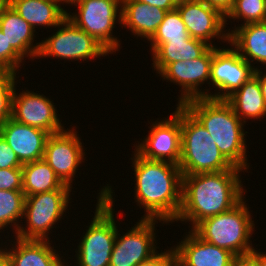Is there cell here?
Here are the masks:
<instances>
[{"mask_svg":"<svg viewBox=\"0 0 266 266\" xmlns=\"http://www.w3.org/2000/svg\"><path fill=\"white\" fill-rule=\"evenodd\" d=\"M241 171L234 166L226 171L183 175L181 207L175 221H189L193 229L203 219L231 210L246 193Z\"/></svg>","mask_w":266,"mask_h":266,"instance_id":"1","label":"cell"},{"mask_svg":"<svg viewBox=\"0 0 266 266\" xmlns=\"http://www.w3.org/2000/svg\"><path fill=\"white\" fill-rule=\"evenodd\" d=\"M133 153L134 199L146 212L141 219H156L163 224L175 222L182 201L183 174L179 165Z\"/></svg>","mask_w":266,"mask_h":266,"instance_id":"2","label":"cell"},{"mask_svg":"<svg viewBox=\"0 0 266 266\" xmlns=\"http://www.w3.org/2000/svg\"><path fill=\"white\" fill-rule=\"evenodd\" d=\"M205 127L220 152L235 167L246 171L249 163L246 153L244 122L236 116L226 100L194 98L183 104Z\"/></svg>","mask_w":266,"mask_h":266,"instance_id":"3","label":"cell"},{"mask_svg":"<svg viewBox=\"0 0 266 266\" xmlns=\"http://www.w3.org/2000/svg\"><path fill=\"white\" fill-rule=\"evenodd\" d=\"M181 158L183 175L231 170L234 166L220 152L205 127L184 106L180 105Z\"/></svg>","mask_w":266,"mask_h":266,"instance_id":"4","label":"cell"},{"mask_svg":"<svg viewBox=\"0 0 266 266\" xmlns=\"http://www.w3.org/2000/svg\"><path fill=\"white\" fill-rule=\"evenodd\" d=\"M103 186L98 193L94 216L76 248V266H109L118 227L114 218L113 187Z\"/></svg>","mask_w":266,"mask_h":266,"instance_id":"5","label":"cell"},{"mask_svg":"<svg viewBox=\"0 0 266 266\" xmlns=\"http://www.w3.org/2000/svg\"><path fill=\"white\" fill-rule=\"evenodd\" d=\"M245 197L231 210L203 219L192 230L204 241L224 248L237 258L250 255L255 224Z\"/></svg>","mask_w":266,"mask_h":266,"instance_id":"6","label":"cell"},{"mask_svg":"<svg viewBox=\"0 0 266 266\" xmlns=\"http://www.w3.org/2000/svg\"><path fill=\"white\" fill-rule=\"evenodd\" d=\"M72 188L26 196L23 218L26 226H19L16 237L24 240H50L51 229L68 210ZM26 227V228H25ZM50 232V233H49Z\"/></svg>","mask_w":266,"mask_h":266,"instance_id":"7","label":"cell"},{"mask_svg":"<svg viewBox=\"0 0 266 266\" xmlns=\"http://www.w3.org/2000/svg\"><path fill=\"white\" fill-rule=\"evenodd\" d=\"M70 5H78V12H67L69 20L92 36L110 54L119 51L121 42L113 35V28L118 22L121 26L122 0H79Z\"/></svg>","mask_w":266,"mask_h":266,"instance_id":"8","label":"cell"},{"mask_svg":"<svg viewBox=\"0 0 266 266\" xmlns=\"http://www.w3.org/2000/svg\"><path fill=\"white\" fill-rule=\"evenodd\" d=\"M57 27L58 30L52 36L41 41L38 59L48 56L61 60L86 61L110 54L99 42L78 28L67 17Z\"/></svg>","mask_w":266,"mask_h":266,"instance_id":"9","label":"cell"},{"mask_svg":"<svg viewBox=\"0 0 266 266\" xmlns=\"http://www.w3.org/2000/svg\"><path fill=\"white\" fill-rule=\"evenodd\" d=\"M216 47L213 46L210 85L211 89L217 88V92L211 94V98L226 100L254 76L259 66L249 64L233 47Z\"/></svg>","mask_w":266,"mask_h":266,"instance_id":"10","label":"cell"},{"mask_svg":"<svg viewBox=\"0 0 266 266\" xmlns=\"http://www.w3.org/2000/svg\"><path fill=\"white\" fill-rule=\"evenodd\" d=\"M149 128L148 136L136 144L135 151L148 160L167 161L179 165L182 145L180 105L177 104L170 117L156 120Z\"/></svg>","mask_w":266,"mask_h":266,"instance_id":"11","label":"cell"},{"mask_svg":"<svg viewBox=\"0 0 266 266\" xmlns=\"http://www.w3.org/2000/svg\"><path fill=\"white\" fill-rule=\"evenodd\" d=\"M212 60L213 46H210L200 57L189 61L172 62L159 73L163 80L176 83L175 85L181 87L178 105H183L194 98H211L212 93L208 92V89L199 87H202L201 85L205 82L210 85Z\"/></svg>","mask_w":266,"mask_h":266,"instance_id":"12","label":"cell"},{"mask_svg":"<svg viewBox=\"0 0 266 266\" xmlns=\"http://www.w3.org/2000/svg\"><path fill=\"white\" fill-rule=\"evenodd\" d=\"M156 223V219H140L122 236L117 230L109 266H137L155 255Z\"/></svg>","mask_w":266,"mask_h":266,"instance_id":"13","label":"cell"},{"mask_svg":"<svg viewBox=\"0 0 266 266\" xmlns=\"http://www.w3.org/2000/svg\"><path fill=\"white\" fill-rule=\"evenodd\" d=\"M84 151L79 134L71 127L49 136L43 159L64 184L73 187L76 170L86 159Z\"/></svg>","mask_w":266,"mask_h":266,"instance_id":"14","label":"cell"},{"mask_svg":"<svg viewBox=\"0 0 266 266\" xmlns=\"http://www.w3.org/2000/svg\"><path fill=\"white\" fill-rule=\"evenodd\" d=\"M12 96V119L16 122L37 127L50 134L65 130L64 125L58 118L57 110L52 102L44 94L34 91L16 92ZM63 125V126H62Z\"/></svg>","mask_w":266,"mask_h":266,"instance_id":"15","label":"cell"},{"mask_svg":"<svg viewBox=\"0 0 266 266\" xmlns=\"http://www.w3.org/2000/svg\"><path fill=\"white\" fill-rule=\"evenodd\" d=\"M176 9L180 13L190 37L202 40L211 47L215 46L211 41L215 37L229 43L228 30H225L227 27L225 17L218 10L209 7L201 0L180 4L176 6Z\"/></svg>","mask_w":266,"mask_h":266,"instance_id":"16","label":"cell"},{"mask_svg":"<svg viewBox=\"0 0 266 266\" xmlns=\"http://www.w3.org/2000/svg\"><path fill=\"white\" fill-rule=\"evenodd\" d=\"M188 233L173 246L177 266H235L233 253L204 241L192 229Z\"/></svg>","mask_w":266,"mask_h":266,"instance_id":"17","label":"cell"},{"mask_svg":"<svg viewBox=\"0 0 266 266\" xmlns=\"http://www.w3.org/2000/svg\"><path fill=\"white\" fill-rule=\"evenodd\" d=\"M0 135L15 152L19 161L26 164L44 157L46 142L51 134L9 118L0 126Z\"/></svg>","mask_w":266,"mask_h":266,"instance_id":"18","label":"cell"},{"mask_svg":"<svg viewBox=\"0 0 266 266\" xmlns=\"http://www.w3.org/2000/svg\"><path fill=\"white\" fill-rule=\"evenodd\" d=\"M11 248H4L9 266H70L60 257L50 240H24L15 237ZM16 246V247H15ZM66 264V265H65Z\"/></svg>","mask_w":266,"mask_h":266,"instance_id":"19","label":"cell"},{"mask_svg":"<svg viewBox=\"0 0 266 266\" xmlns=\"http://www.w3.org/2000/svg\"><path fill=\"white\" fill-rule=\"evenodd\" d=\"M227 31L229 45L249 63L266 66V21L249 23ZM231 43V44H230Z\"/></svg>","mask_w":266,"mask_h":266,"instance_id":"20","label":"cell"},{"mask_svg":"<svg viewBox=\"0 0 266 266\" xmlns=\"http://www.w3.org/2000/svg\"><path fill=\"white\" fill-rule=\"evenodd\" d=\"M0 29L10 45L23 59L36 58L41 42L34 43L35 30L9 5L0 18Z\"/></svg>","mask_w":266,"mask_h":266,"instance_id":"21","label":"cell"},{"mask_svg":"<svg viewBox=\"0 0 266 266\" xmlns=\"http://www.w3.org/2000/svg\"><path fill=\"white\" fill-rule=\"evenodd\" d=\"M167 11L136 0H122L121 27H127L136 37L149 40L164 20Z\"/></svg>","mask_w":266,"mask_h":266,"instance_id":"22","label":"cell"},{"mask_svg":"<svg viewBox=\"0 0 266 266\" xmlns=\"http://www.w3.org/2000/svg\"><path fill=\"white\" fill-rule=\"evenodd\" d=\"M61 3L64 4L66 1L9 0L11 8L28 22L35 31L38 26L57 28L67 15V10L61 7Z\"/></svg>","mask_w":266,"mask_h":266,"instance_id":"23","label":"cell"},{"mask_svg":"<svg viewBox=\"0 0 266 266\" xmlns=\"http://www.w3.org/2000/svg\"><path fill=\"white\" fill-rule=\"evenodd\" d=\"M152 67L160 73L168 64L178 61H189L200 57L210 45L189 37L187 40H171L163 44H150Z\"/></svg>","mask_w":266,"mask_h":266,"instance_id":"24","label":"cell"},{"mask_svg":"<svg viewBox=\"0 0 266 266\" xmlns=\"http://www.w3.org/2000/svg\"><path fill=\"white\" fill-rule=\"evenodd\" d=\"M226 101L231 105L234 113L245 124L247 119H263L266 116V104L262 94L259 79L254 75Z\"/></svg>","mask_w":266,"mask_h":266,"instance_id":"25","label":"cell"},{"mask_svg":"<svg viewBox=\"0 0 266 266\" xmlns=\"http://www.w3.org/2000/svg\"><path fill=\"white\" fill-rule=\"evenodd\" d=\"M22 178V191L25 196L58 190L59 188H72L60 180L43 158L23 164Z\"/></svg>","mask_w":266,"mask_h":266,"instance_id":"26","label":"cell"},{"mask_svg":"<svg viewBox=\"0 0 266 266\" xmlns=\"http://www.w3.org/2000/svg\"><path fill=\"white\" fill-rule=\"evenodd\" d=\"M25 199L23 191L0 190V230L5 231L4 228L10 225L16 234L21 225L18 220L22 221Z\"/></svg>","mask_w":266,"mask_h":266,"instance_id":"27","label":"cell"},{"mask_svg":"<svg viewBox=\"0 0 266 266\" xmlns=\"http://www.w3.org/2000/svg\"><path fill=\"white\" fill-rule=\"evenodd\" d=\"M189 37L181 15L175 9L165 14L164 20L148 41L150 44H163L171 40H187Z\"/></svg>","mask_w":266,"mask_h":266,"instance_id":"28","label":"cell"},{"mask_svg":"<svg viewBox=\"0 0 266 266\" xmlns=\"http://www.w3.org/2000/svg\"><path fill=\"white\" fill-rule=\"evenodd\" d=\"M227 19L244 22L240 25L266 21V0H235L233 9L225 17ZM239 19V20H238Z\"/></svg>","mask_w":266,"mask_h":266,"instance_id":"29","label":"cell"},{"mask_svg":"<svg viewBox=\"0 0 266 266\" xmlns=\"http://www.w3.org/2000/svg\"><path fill=\"white\" fill-rule=\"evenodd\" d=\"M16 78V73L0 70V126L12 118V96L18 81Z\"/></svg>","mask_w":266,"mask_h":266,"instance_id":"30","label":"cell"},{"mask_svg":"<svg viewBox=\"0 0 266 266\" xmlns=\"http://www.w3.org/2000/svg\"><path fill=\"white\" fill-rule=\"evenodd\" d=\"M24 59L10 46L0 29V70L11 71L17 74L18 68L24 65ZM23 63V64H21Z\"/></svg>","mask_w":266,"mask_h":266,"instance_id":"31","label":"cell"},{"mask_svg":"<svg viewBox=\"0 0 266 266\" xmlns=\"http://www.w3.org/2000/svg\"><path fill=\"white\" fill-rule=\"evenodd\" d=\"M22 168L0 169V190L22 191Z\"/></svg>","mask_w":266,"mask_h":266,"instance_id":"32","label":"cell"},{"mask_svg":"<svg viewBox=\"0 0 266 266\" xmlns=\"http://www.w3.org/2000/svg\"><path fill=\"white\" fill-rule=\"evenodd\" d=\"M22 166L15 152L0 135V169L22 168Z\"/></svg>","mask_w":266,"mask_h":266,"instance_id":"33","label":"cell"},{"mask_svg":"<svg viewBox=\"0 0 266 266\" xmlns=\"http://www.w3.org/2000/svg\"><path fill=\"white\" fill-rule=\"evenodd\" d=\"M164 252H157L151 258L139 263L137 266H176V256L173 247Z\"/></svg>","mask_w":266,"mask_h":266,"instance_id":"34","label":"cell"},{"mask_svg":"<svg viewBox=\"0 0 266 266\" xmlns=\"http://www.w3.org/2000/svg\"><path fill=\"white\" fill-rule=\"evenodd\" d=\"M209 7L218 10L224 17L233 9L235 0H201Z\"/></svg>","mask_w":266,"mask_h":266,"instance_id":"35","label":"cell"},{"mask_svg":"<svg viewBox=\"0 0 266 266\" xmlns=\"http://www.w3.org/2000/svg\"><path fill=\"white\" fill-rule=\"evenodd\" d=\"M136 1L148 4L149 6H156V7L163 9L167 12L176 9V6L172 2V0H136Z\"/></svg>","mask_w":266,"mask_h":266,"instance_id":"36","label":"cell"},{"mask_svg":"<svg viewBox=\"0 0 266 266\" xmlns=\"http://www.w3.org/2000/svg\"><path fill=\"white\" fill-rule=\"evenodd\" d=\"M235 266H261L251 255L236 259Z\"/></svg>","mask_w":266,"mask_h":266,"instance_id":"37","label":"cell"},{"mask_svg":"<svg viewBox=\"0 0 266 266\" xmlns=\"http://www.w3.org/2000/svg\"><path fill=\"white\" fill-rule=\"evenodd\" d=\"M261 68L260 69H257L255 70V73L254 75L259 79V83H260V86H261V90H262V94H263V97H264V101H265V104H266V74L264 72H262Z\"/></svg>","mask_w":266,"mask_h":266,"instance_id":"38","label":"cell"},{"mask_svg":"<svg viewBox=\"0 0 266 266\" xmlns=\"http://www.w3.org/2000/svg\"><path fill=\"white\" fill-rule=\"evenodd\" d=\"M261 266H266V254L264 252H260L258 250H253L250 254Z\"/></svg>","mask_w":266,"mask_h":266,"instance_id":"39","label":"cell"},{"mask_svg":"<svg viewBox=\"0 0 266 266\" xmlns=\"http://www.w3.org/2000/svg\"><path fill=\"white\" fill-rule=\"evenodd\" d=\"M0 266H9L7 255L3 250V247H0Z\"/></svg>","mask_w":266,"mask_h":266,"instance_id":"40","label":"cell"},{"mask_svg":"<svg viewBox=\"0 0 266 266\" xmlns=\"http://www.w3.org/2000/svg\"><path fill=\"white\" fill-rule=\"evenodd\" d=\"M9 6V0H0V18L2 17L3 11Z\"/></svg>","mask_w":266,"mask_h":266,"instance_id":"41","label":"cell"},{"mask_svg":"<svg viewBox=\"0 0 266 266\" xmlns=\"http://www.w3.org/2000/svg\"><path fill=\"white\" fill-rule=\"evenodd\" d=\"M190 1H193V0H172V2L174 3L175 6H178V5L184 4V3H188Z\"/></svg>","mask_w":266,"mask_h":266,"instance_id":"42","label":"cell"},{"mask_svg":"<svg viewBox=\"0 0 266 266\" xmlns=\"http://www.w3.org/2000/svg\"><path fill=\"white\" fill-rule=\"evenodd\" d=\"M76 1H79V0H66V4H71V3H74Z\"/></svg>","mask_w":266,"mask_h":266,"instance_id":"43","label":"cell"}]
</instances>
